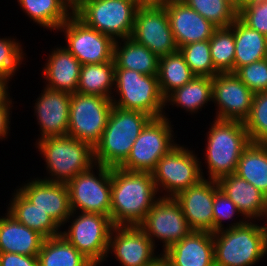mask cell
Instances as JSON below:
<instances>
[{"label":"cell","mask_w":267,"mask_h":266,"mask_svg":"<svg viewBox=\"0 0 267 266\" xmlns=\"http://www.w3.org/2000/svg\"><path fill=\"white\" fill-rule=\"evenodd\" d=\"M160 197L151 172L111 167V210L114 226H139Z\"/></svg>","instance_id":"1"},{"label":"cell","mask_w":267,"mask_h":266,"mask_svg":"<svg viewBox=\"0 0 267 266\" xmlns=\"http://www.w3.org/2000/svg\"><path fill=\"white\" fill-rule=\"evenodd\" d=\"M210 124L203 154L207 170L201 173L204 179L208 173L207 179L217 181L236 172L240 156L251 141L242 121L214 119Z\"/></svg>","instance_id":"2"},{"label":"cell","mask_w":267,"mask_h":266,"mask_svg":"<svg viewBox=\"0 0 267 266\" xmlns=\"http://www.w3.org/2000/svg\"><path fill=\"white\" fill-rule=\"evenodd\" d=\"M35 148L44 160L47 175L37 176L45 181L68 183L79 173L89 170L94 164V148L69 135L50 136L35 142Z\"/></svg>","instance_id":"3"},{"label":"cell","mask_w":267,"mask_h":266,"mask_svg":"<svg viewBox=\"0 0 267 266\" xmlns=\"http://www.w3.org/2000/svg\"><path fill=\"white\" fill-rule=\"evenodd\" d=\"M151 119L146 113L113 106L102 136L94 147L95 164L119 167Z\"/></svg>","instance_id":"4"},{"label":"cell","mask_w":267,"mask_h":266,"mask_svg":"<svg viewBox=\"0 0 267 266\" xmlns=\"http://www.w3.org/2000/svg\"><path fill=\"white\" fill-rule=\"evenodd\" d=\"M261 222L246 221L212 233L215 266H253L265 257L267 236Z\"/></svg>","instance_id":"5"},{"label":"cell","mask_w":267,"mask_h":266,"mask_svg":"<svg viewBox=\"0 0 267 266\" xmlns=\"http://www.w3.org/2000/svg\"><path fill=\"white\" fill-rule=\"evenodd\" d=\"M114 106L123 110L140 111L152 118L164 114L163 97L157 75H144L135 70L115 68Z\"/></svg>","instance_id":"6"},{"label":"cell","mask_w":267,"mask_h":266,"mask_svg":"<svg viewBox=\"0 0 267 266\" xmlns=\"http://www.w3.org/2000/svg\"><path fill=\"white\" fill-rule=\"evenodd\" d=\"M138 0H81L73 13L87 26L114 40L130 38Z\"/></svg>","instance_id":"7"},{"label":"cell","mask_w":267,"mask_h":266,"mask_svg":"<svg viewBox=\"0 0 267 266\" xmlns=\"http://www.w3.org/2000/svg\"><path fill=\"white\" fill-rule=\"evenodd\" d=\"M200 158L195 150L179 143L162 156L151 172L159 195L175 197L204 179Z\"/></svg>","instance_id":"8"},{"label":"cell","mask_w":267,"mask_h":266,"mask_svg":"<svg viewBox=\"0 0 267 266\" xmlns=\"http://www.w3.org/2000/svg\"><path fill=\"white\" fill-rule=\"evenodd\" d=\"M113 227L110 216L72 211L61 235L95 266H103Z\"/></svg>","instance_id":"9"},{"label":"cell","mask_w":267,"mask_h":266,"mask_svg":"<svg viewBox=\"0 0 267 266\" xmlns=\"http://www.w3.org/2000/svg\"><path fill=\"white\" fill-rule=\"evenodd\" d=\"M164 111L162 117L152 118L135 140L127 159L119 166L127 171L152 172L157 162L178 142L171 118Z\"/></svg>","instance_id":"10"},{"label":"cell","mask_w":267,"mask_h":266,"mask_svg":"<svg viewBox=\"0 0 267 266\" xmlns=\"http://www.w3.org/2000/svg\"><path fill=\"white\" fill-rule=\"evenodd\" d=\"M67 187L72 211L110 216L111 167L94 164L70 180Z\"/></svg>","instance_id":"11"},{"label":"cell","mask_w":267,"mask_h":266,"mask_svg":"<svg viewBox=\"0 0 267 266\" xmlns=\"http://www.w3.org/2000/svg\"><path fill=\"white\" fill-rule=\"evenodd\" d=\"M110 98L72 93L70 96L68 135L90 144L99 142L113 108Z\"/></svg>","instance_id":"12"},{"label":"cell","mask_w":267,"mask_h":266,"mask_svg":"<svg viewBox=\"0 0 267 266\" xmlns=\"http://www.w3.org/2000/svg\"><path fill=\"white\" fill-rule=\"evenodd\" d=\"M66 41L65 48L82 65L101 64L113 60L115 40L87 26L74 13L58 28Z\"/></svg>","instance_id":"13"},{"label":"cell","mask_w":267,"mask_h":266,"mask_svg":"<svg viewBox=\"0 0 267 266\" xmlns=\"http://www.w3.org/2000/svg\"><path fill=\"white\" fill-rule=\"evenodd\" d=\"M139 227L156 248L157 245H161L156 242H162L161 254L193 231L176 198L166 196L158 198Z\"/></svg>","instance_id":"14"},{"label":"cell","mask_w":267,"mask_h":266,"mask_svg":"<svg viewBox=\"0 0 267 266\" xmlns=\"http://www.w3.org/2000/svg\"><path fill=\"white\" fill-rule=\"evenodd\" d=\"M130 38L158 58L178 50L164 5H140Z\"/></svg>","instance_id":"15"},{"label":"cell","mask_w":267,"mask_h":266,"mask_svg":"<svg viewBox=\"0 0 267 266\" xmlns=\"http://www.w3.org/2000/svg\"><path fill=\"white\" fill-rule=\"evenodd\" d=\"M139 226H114L108 244V257L115 256L120 266H151L162 254Z\"/></svg>","instance_id":"16"},{"label":"cell","mask_w":267,"mask_h":266,"mask_svg":"<svg viewBox=\"0 0 267 266\" xmlns=\"http://www.w3.org/2000/svg\"><path fill=\"white\" fill-rule=\"evenodd\" d=\"M254 93L235 73H217L212 77L213 119L244 122L250 114Z\"/></svg>","instance_id":"17"},{"label":"cell","mask_w":267,"mask_h":266,"mask_svg":"<svg viewBox=\"0 0 267 266\" xmlns=\"http://www.w3.org/2000/svg\"><path fill=\"white\" fill-rule=\"evenodd\" d=\"M23 183L16 187L17 190L37 208L47 212L60 227H63L72 212L67 184L49 182L37 177L33 179L30 177Z\"/></svg>","instance_id":"18"},{"label":"cell","mask_w":267,"mask_h":266,"mask_svg":"<svg viewBox=\"0 0 267 266\" xmlns=\"http://www.w3.org/2000/svg\"><path fill=\"white\" fill-rule=\"evenodd\" d=\"M43 87L33 103V114L40 133L36 141L50 136L68 135L71 93Z\"/></svg>","instance_id":"19"},{"label":"cell","mask_w":267,"mask_h":266,"mask_svg":"<svg viewBox=\"0 0 267 266\" xmlns=\"http://www.w3.org/2000/svg\"><path fill=\"white\" fill-rule=\"evenodd\" d=\"M218 189L216 180L202 179L175 196L193 231L213 233V202Z\"/></svg>","instance_id":"20"},{"label":"cell","mask_w":267,"mask_h":266,"mask_svg":"<svg viewBox=\"0 0 267 266\" xmlns=\"http://www.w3.org/2000/svg\"><path fill=\"white\" fill-rule=\"evenodd\" d=\"M164 6L178 48L190 43L209 40L217 29L210 21L181 0H172Z\"/></svg>","instance_id":"21"},{"label":"cell","mask_w":267,"mask_h":266,"mask_svg":"<svg viewBox=\"0 0 267 266\" xmlns=\"http://www.w3.org/2000/svg\"><path fill=\"white\" fill-rule=\"evenodd\" d=\"M161 257L169 266H215L212 232L192 231Z\"/></svg>","instance_id":"22"},{"label":"cell","mask_w":267,"mask_h":266,"mask_svg":"<svg viewBox=\"0 0 267 266\" xmlns=\"http://www.w3.org/2000/svg\"><path fill=\"white\" fill-rule=\"evenodd\" d=\"M47 56L41 71L45 87L71 94L77 92L82 65L79 60L61 45L53 47Z\"/></svg>","instance_id":"23"},{"label":"cell","mask_w":267,"mask_h":266,"mask_svg":"<svg viewBox=\"0 0 267 266\" xmlns=\"http://www.w3.org/2000/svg\"><path fill=\"white\" fill-rule=\"evenodd\" d=\"M217 183L247 221L263 220L267 197L260 190L235 173L219 178Z\"/></svg>","instance_id":"24"},{"label":"cell","mask_w":267,"mask_h":266,"mask_svg":"<svg viewBox=\"0 0 267 266\" xmlns=\"http://www.w3.org/2000/svg\"><path fill=\"white\" fill-rule=\"evenodd\" d=\"M0 216V253L37 256L44 237L5 211Z\"/></svg>","instance_id":"25"},{"label":"cell","mask_w":267,"mask_h":266,"mask_svg":"<svg viewBox=\"0 0 267 266\" xmlns=\"http://www.w3.org/2000/svg\"><path fill=\"white\" fill-rule=\"evenodd\" d=\"M11 194L6 211L18 222L37 231L45 239L61 235L62 228L47 212L29 202L16 188Z\"/></svg>","instance_id":"26"},{"label":"cell","mask_w":267,"mask_h":266,"mask_svg":"<svg viewBox=\"0 0 267 266\" xmlns=\"http://www.w3.org/2000/svg\"><path fill=\"white\" fill-rule=\"evenodd\" d=\"M207 104H212V77L194 76L165 98L164 110L171 105L172 108L175 106L185 110L188 115H194L205 109V106L208 107Z\"/></svg>","instance_id":"27"},{"label":"cell","mask_w":267,"mask_h":266,"mask_svg":"<svg viewBox=\"0 0 267 266\" xmlns=\"http://www.w3.org/2000/svg\"><path fill=\"white\" fill-rule=\"evenodd\" d=\"M17 2L30 21L51 32L57 33L58 28L73 14V7L67 0H17Z\"/></svg>","instance_id":"28"},{"label":"cell","mask_w":267,"mask_h":266,"mask_svg":"<svg viewBox=\"0 0 267 266\" xmlns=\"http://www.w3.org/2000/svg\"><path fill=\"white\" fill-rule=\"evenodd\" d=\"M115 68L135 70L144 75H158L159 58L132 38L115 40Z\"/></svg>","instance_id":"29"},{"label":"cell","mask_w":267,"mask_h":266,"mask_svg":"<svg viewBox=\"0 0 267 266\" xmlns=\"http://www.w3.org/2000/svg\"><path fill=\"white\" fill-rule=\"evenodd\" d=\"M234 32V73L245 65L267 58V37L249 28L239 18L230 26Z\"/></svg>","instance_id":"30"},{"label":"cell","mask_w":267,"mask_h":266,"mask_svg":"<svg viewBox=\"0 0 267 266\" xmlns=\"http://www.w3.org/2000/svg\"><path fill=\"white\" fill-rule=\"evenodd\" d=\"M38 266H95L62 235L44 239Z\"/></svg>","instance_id":"31"},{"label":"cell","mask_w":267,"mask_h":266,"mask_svg":"<svg viewBox=\"0 0 267 266\" xmlns=\"http://www.w3.org/2000/svg\"><path fill=\"white\" fill-rule=\"evenodd\" d=\"M115 63L81 65L77 92L112 98L114 91Z\"/></svg>","instance_id":"32"},{"label":"cell","mask_w":267,"mask_h":266,"mask_svg":"<svg viewBox=\"0 0 267 266\" xmlns=\"http://www.w3.org/2000/svg\"><path fill=\"white\" fill-rule=\"evenodd\" d=\"M235 174L267 197V145L251 142L242 152Z\"/></svg>","instance_id":"33"},{"label":"cell","mask_w":267,"mask_h":266,"mask_svg":"<svg viewBox=\"0 0 267 266\" xmlns=\"http://www.w3.org/2000/svg\"><path fill=\"white\" fill-rule=\"evenodd\" d=\"M158 81L161 93L166 98L174 90L181 88L195 75L177 50L159 58Z\"/></svg>","instance_id":"34"},{"label":"cell","mask_w":267,"mask_h":266,"mask_svg":"<svg viewBox=\"0 0 267 266\" xmlns=\"http://www.w3.org/2000/svg\"><path fill=\"white\" fill-rule=\"evenodd\" d=\"M214 69L218 73H234L235 42L230 27L217 28L209 39Z\"/></svg>","instance_id":"35"},{"label":"cell","mask_w":267,"mask_h":266,"mask_svg":"<svg viewBox=\"0 0 267 266\" xmlns=\"http://www.w3.org/2000/svg\"><path fill=\"white\" fill-rule=\"evenodd\" d=\"M216 28H227L237 18L238 11L225 0H181Z\"/></svg>","instance_id":"36"},{"label":"cell","mask_w":267,"mask_h":266,"mask_svg":"<svg viewBox=\"0 0 267 266\" xmlns=\"http://www.w3.org/2000/svg\"><path fill=\"white\" fill-rule=\"evenodd\" d=\"M178 50L195 76L214 77L218 73L212 62L209 40L190 43Z\"/></svg>","instance_id":"37"},{"label":"cell","mask_w":267,"mask_h":266,"mask_svg":"<svg viewBox=\"0 0 267 266\" xmlns=\"http://www.w3.org/2000/svg\"><path fill=\"white\" fill-rule=\"evenodd\" d=\"M244 125L251 142L267 145V91L254 94Z\"/></svg>","instance_id":"38"},{"label":"cell","mask_w":267,"mask_h":266,"mask_svg":"<svg viewBox=\"0 0 267 266\" xmlns=\"http://www.w3.org/2000/svg\"><path fill=\"white\" fill-rule=\"evenodd\" d=\"M21 43L17 37L0 36V75L10 80L17 75L22 64L26 65L24 62L27 54Z\"/></svg>","instance_id":"39"},{"label":"cell","mask_w":267,"mask_h":266,"mask_svg":"<svg viewBox=\"0 0 267 266\" xmlns=\"http://www.w3.org/2000/svg\"><path fill=\"white\" fill-rule=\"evenodd\" d=\"M240 216L241 218L237 219ZM226 220L231 221L230 224H226L227 226L225 227L224 223ZM246 221L247 220L238 211L237 206L233 203V201L227 197L223 191L218 189L214 194L213 202V233L220 230L241 226Z\"/></svg>","instance_id":"40"},{"label":"cell","mask_w":267,"mask_h":266,"mask_svg":"<svg viewBox=\"0 0 267 266\" xmlns=\"http://www.w3.org/2000/svg\"><path fill=\"white\" fill-rule=\"evenodd\" d=\"M235 74L254 94L267 91V58L240 67Z\"/></svg>","instance_id":"41"},{"label":"cell","mask_w":267,"mask_h":266,"mask_svg":"<svg viewBox=\"0 0 267 266\" xmlns=\"http://www.w3.org/2000/svg\"><path fill=\"white\" fill-rule=\"evenodd\" d=\"M238 18L249 28L267 37V0L243 7Z\"/></svg>","instance_id":"42"},{"label":"cell","mask_w":267,"mask_h":266,"mask_svg":"<svg viewBox=\"0 0 267 266\" xmlns=\"http://www.w3.org/2000/svg\"><path fill=\"white\" fill-rule=\"evenodd\" d=\"M0 266H38V258L17 253H0Z\"/></svg>","instance_id":"43"},{"label":"cell","mask_w":267,"mask_h":266,"mask_svg":"<svg viewBox=\"0 0 267 266\" xmlns=\"http://www.w3.org/2000/svg\"><path fill=\"white\" fill-rule=\"evenodd\" d=\"M12 107H0V141L8 139L11 130ZM11 112V113H10Z\"/></svg>","instance_id":"44"},{"label":"cell","mask_w":267,"mask_h":266,"mask_svg":"<svg viewBox=\"0 0 267 266\" xmlns=\"http://www.w3.org/2000/svg\"><path fill=\"white\" fill-rule=\"evenodd\" d=\"M9 81L11 80L0 75V107H14V101H12L14 99L11 97L9 89L12 85H9Z\"/></svg>","instance_id":"45"},{"label":"cell","mask_w":267,"mask_h":266,"mask_svg":"<svg viewBox=\"0 0 267 266\" xmlns=\"http://www.w3.org/2000/svg\"><path fill=\"white\" fill-rule=\"evenodd\" d=\"M140 5H165L170 2V0H138Z\"/></svg>","instance_id":"46"},{"label":"cell","mask_w":267,"mask_h":266,"mask_svg":"<svg viewBox=\"0 0 267 266\" xmlns=\"http://www.w3.org/2000/svg\"><path fill=\"white\" fill-rule=\"evenodd\" d=\"M261 1L263 0H240V10L245 6H248L249 4L261 2Z\"/></svg>","instance_id":"47"},{"label":"cell","mask_w":267,"mask_h":266,"mask_svg":"<svg viewBox=\"0 0 267 266\" xmlns=\"http://www.w3.org/2000/svg\"><path fill=\"white\" fill-rule=\"evenodd\" d=\"M231 4L238 12L240 11V0H225Z\"/></svg>","instance_id":"48"},{"label":"cell","mask_w":267,"mask_h":266,"mask_svg":"<svg viewBox=\"0 0 267 266\" xmlns=\"http://www.w3.org/2000/svg\"><path fill=\"white\" fill-rule=\"evenodd\" d=\"M266 219H267V208H266V211H265V214H264V218L262 220V221H264V223H262V224H263V227H264L265 234L267 236V220Z\"/></svg>","instance_id":"49"},{"label":"cell","mask_w":267,"mask_h":266,"mask_svg":"<svg viewBox=\"0 0 267 266\" xmlns=\"http://www.w3.org/2000/svg\"><path fill=\"white\" fill-rule=\"evenodd\" d=\"M157 266H169L167 263H165L163 261V258L161 257L158 261H157Z\"/></svg>","instance_id":"50"},{"label":"cell","mask_w":267,"mask_h":266,"mask_svg":"<svg viewBox=\"0 0 267 266\" xmlns=\"http://www.w3.org/2000/svg\"><path fill=\"white\" fill-rule=\"evenodd\" d=\"M74 8L81 0H67Z\"/></svg>","instance_id":"51"}]
</instances>
